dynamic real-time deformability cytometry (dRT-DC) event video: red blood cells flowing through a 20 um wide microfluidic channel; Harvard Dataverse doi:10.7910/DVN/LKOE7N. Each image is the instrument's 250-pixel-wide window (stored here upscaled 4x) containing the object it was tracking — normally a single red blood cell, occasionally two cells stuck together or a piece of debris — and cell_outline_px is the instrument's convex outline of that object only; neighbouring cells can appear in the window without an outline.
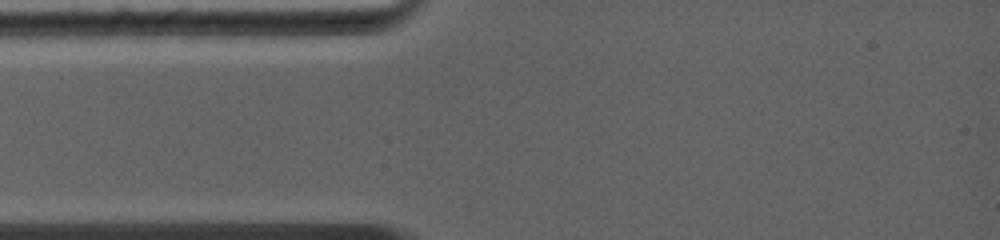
{"species": "common noctule bat (a hibernating species)", "species_latin": "Nyctalus noctula", "temperature_condition": "warm", "stored_images_in_passage": 1, "camera_frame_rate_fps": 5000, "um_per_image_px": 0.085, "animal": {"sex": "female", "body_mass_g": 19.0, "forearm_length_mm": 56.7}, "frame": {"image": 1, "passage_image": 1, "time_ms": 0.0, "image_size_px": [1000, 240], "cell_outline_px": [[608, 172], [604, 184], [592, 196], [540, 184], [540, 176], [556, 164]], "centroid_in_image_um": [48.81, 15.23], "position_along_channel_um": 36.2, "area_um2": 10.23}}